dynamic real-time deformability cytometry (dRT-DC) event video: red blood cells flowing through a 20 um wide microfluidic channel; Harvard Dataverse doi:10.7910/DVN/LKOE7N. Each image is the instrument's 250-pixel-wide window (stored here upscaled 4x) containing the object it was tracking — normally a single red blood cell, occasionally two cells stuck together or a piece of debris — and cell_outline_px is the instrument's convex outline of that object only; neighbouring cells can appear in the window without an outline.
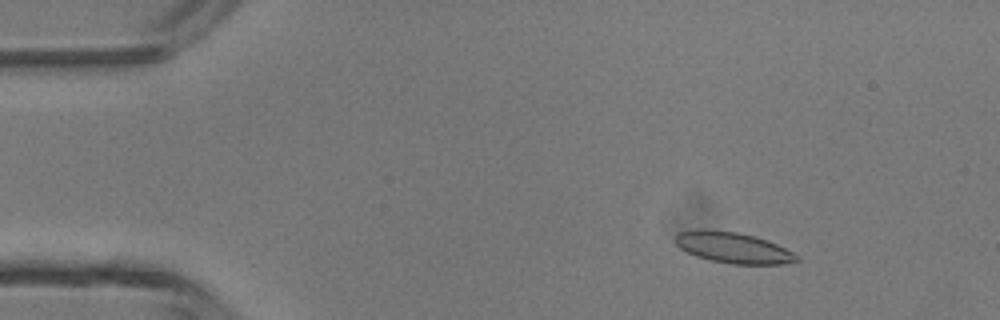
{"species": "common noctule bat (a hibernating species)", "species_latin": "Nyctalus noctula", "temperature_condition": "room temperature", "stored_images_in_passage": 15, "camera_frame_rate_fps": 3000, "um_per_image_px": 0.085, "animal": {"sex": "male", "body_mass_g": 13.3}, "frame": {"image": 1, "passage_image": 7, "time_ms": 2.0, "image_size_px": [1000, 320], "cell_outline_px": [[800, 260], [784, 264], [732, 264], [712, 260], [696, 256], [680, 248], [676, 244], [676, 236], [680, 232], [700, 228], [736, 232], [768, 240], [800, 256]], "centroid_in_image_um": [62.33, 21.05], "position_along_channel_um": 22.7, "area_um2": 21.68}}